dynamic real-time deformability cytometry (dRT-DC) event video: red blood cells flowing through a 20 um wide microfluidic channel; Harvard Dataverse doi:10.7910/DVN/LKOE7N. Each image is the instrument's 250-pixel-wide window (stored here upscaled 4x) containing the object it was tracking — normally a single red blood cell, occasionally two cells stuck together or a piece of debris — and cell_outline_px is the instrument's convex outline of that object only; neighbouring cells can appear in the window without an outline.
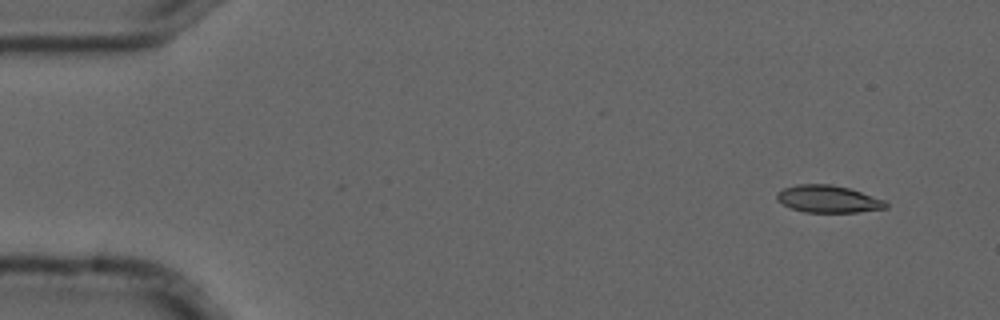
{"species": "common noctule bat (a hibernating species)", "species_latin": "Nyctalus noctula", "temperature_condition": "cold", "stored_images_in_passage": 4, "camera_frame_rate_fps": 3000, "um_per_image_px": 0.085, "animal": {"sex": "male", "forearm_length_mm": 52.5}, "frame": {"image": 1, "passage_image": 1, "time_ms": 0.0, "image_size_px": [1000, 320], "cell_outline_px": [[888, 208], [856, 212], [804, 212], [792, 208], [776, 200], [776, 192], [784, 188], [796, 184], [832, 184], [848, 188], [884, 200], [888, 204]], "centroid_in_image_um": [70.37, 16.91], "position_along_channel_um": 14.6, "area_um2": 17.22}}
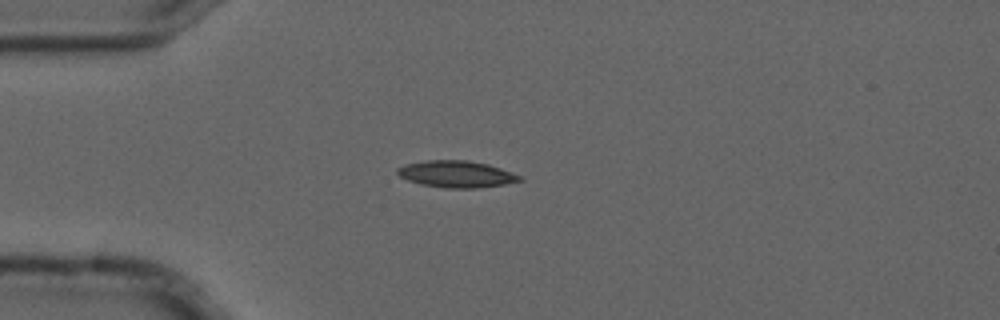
{"frame": {"image": 2, "passage_image": 4, "time_ms": 1.0, "image_size_px": [1000, 320], "cell_outline_px": [[524, 180], [504, 184], [476, 188], [444, 188], [420, 184], [408, 180], [400, 176], [396, 172], [396, 168], [404, 164], [428, 160], [468, 160], [488, 164], [500, 168], [520, 176]], "centroid_in_image_um": [38.76, 14.79], "position_along_channel_um": 46.2, "area_um2": 19.02}}